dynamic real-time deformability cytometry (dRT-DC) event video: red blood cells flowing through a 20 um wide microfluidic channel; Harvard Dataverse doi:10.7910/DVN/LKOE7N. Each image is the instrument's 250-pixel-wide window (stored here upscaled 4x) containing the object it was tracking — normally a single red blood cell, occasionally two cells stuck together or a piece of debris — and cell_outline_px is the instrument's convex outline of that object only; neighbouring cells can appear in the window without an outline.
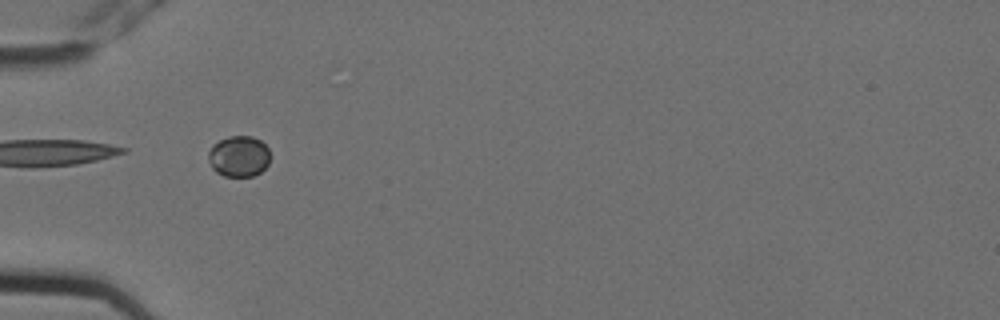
{"species": "Egyptian fruit bat (a non-hibernating species)", "species_latin": "Rousettus aegyptiacus", "temperature_condition": "cold", "stored_images_in_passage": 11, "camera_frame_rate_fps": 3000, "um_per_image_px": 0.085, "animal": {"sex": "female"}, "frame": {"image": 1, "passage_image": 2, "time_ms": 0.333, "image_size_px": [1000, 320], "cell_outline_px": [[268, 164], [260, 172], [252, 176], [224, 176], [216, 172], [212, 168], [208, 160], [208, 152], [212, 144], [228, 136], [252, 136], [260, 140], [268, 148]], "centroid_in_image_um": [20.27, 13.28], "position_along_channel_um": 64.7, "area_um2": 14.74}}
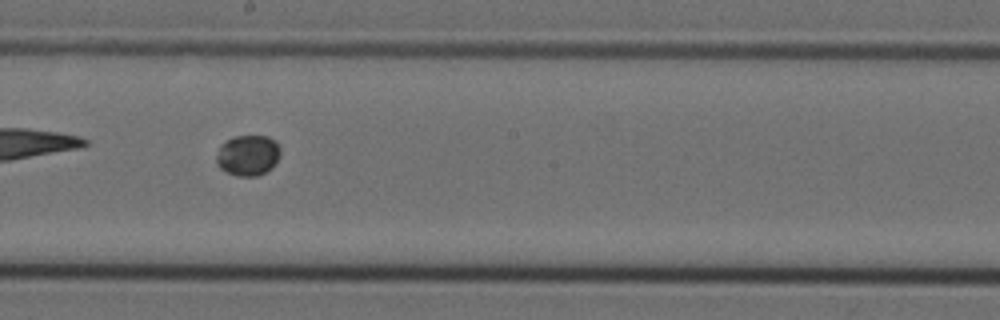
{"frame": {"image": 2, "passage_image": 6, "time_ms": 1.667, "image_size_px": [1000, 320], "cell_outline_px": [[280, 156], [272, 168], [256, 176], [236, 176], [220, 168], [216, 164], [216, 156], [220, 148], [228, 140], [236, 136], [268, 136], [276, 140], [280, 148]], "centroid_in_image_um": [21.11, 13.2], "position_along_channel_um": 227.1, "area_um2": 15.09}}
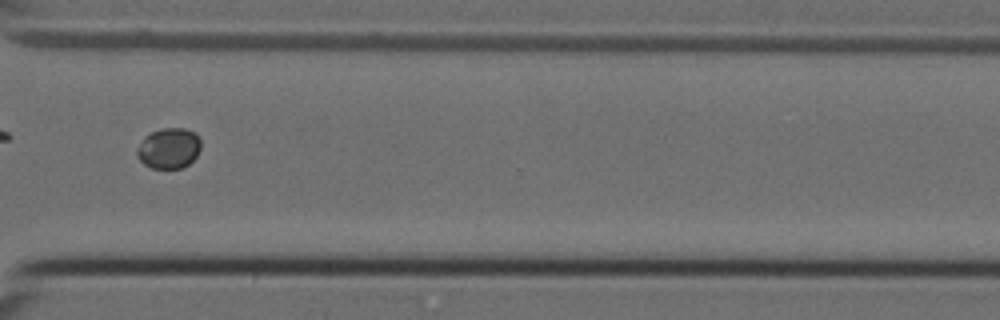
{"frame": {"image": 3, "passage_image": 9, "time_ms": 2.667, "image_size_px": [1000, 320], "cell_outline_px": [[200, 148], [196, 156], [184, 168], [152, 168], [144, 164], [136, 156], [136, 148], [144, 136], [160, 128], [184, 128], [196, 132], [200, 140]], "centroid_in_image_um": [14.33, 12.59], "position_along_channel_um": 356.3, "area_um2": 15.26}}